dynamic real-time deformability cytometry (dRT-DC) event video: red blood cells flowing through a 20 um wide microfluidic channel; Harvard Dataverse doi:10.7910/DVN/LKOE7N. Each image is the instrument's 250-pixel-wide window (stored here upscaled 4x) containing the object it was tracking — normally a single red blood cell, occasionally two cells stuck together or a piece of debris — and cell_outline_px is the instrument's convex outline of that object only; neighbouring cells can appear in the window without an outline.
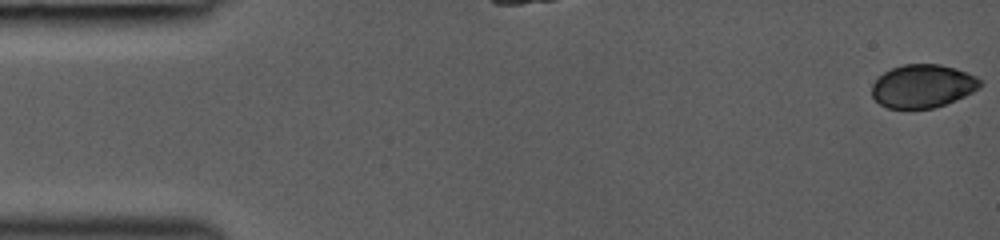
{"species": "common noctule bat (a hibernating species)", "species_latin": "Nyctalus noctula", "temperature_condition": "room temperature", "stored_images_in_passage": 34, "camera_frame_rate_fps": 3000, "um_per_image_px": 0.085, "animal": {"sex": "female", "body_mass_g": 19.0, "forearm_length_mm": 53.3}, "frame": {"image": 1, "passage_image": 1, "time_ms": 0.0, "image_size_px": [1000, 240], "cell_outline_px": [[984, 84], [980, 88], [964, 96], [944, 104], [932, 108], [888, 108], [880, 104], [872, 96], [872, 84], [876, 76], [892, 68], [904, 64], [940, 64], [956, 68], [968, 72], [976, 76]], "centroid_in_image_um": [78.43, 7.3], "position_along_channel_um": 6.6, "area_um2": 27.4}}
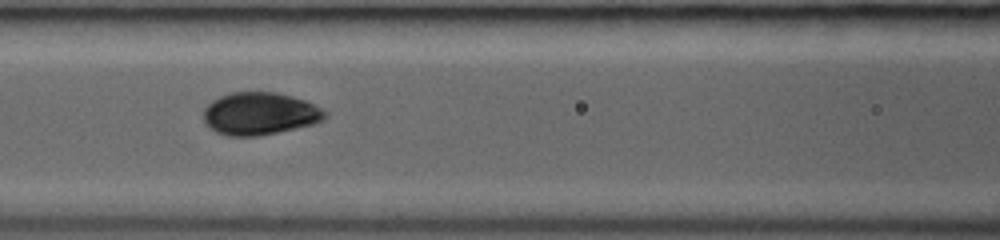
{"frame": {"image": 2, "passage_image": 16, "time_ms": 6.667, "image_size_px": [1000, 240], "cell_outline_px": [[328, 116], [324, 120], [316, 124], [256, 136], [228, 136], [216, 132], [204, 120], [204, 108], [212, 100], [220, 96], [232, 92], [276, 92], [292, 96], [304, 100], [328, 112]], "centroid_in_image_um": [22.11, 9.65], "position_along_channel_um": 144.5, "area_um2": 30.06}}
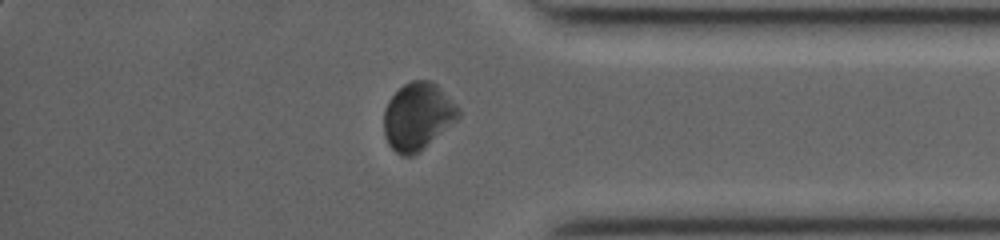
{"frame": {"image": 3, "passage_image": 30, "time_ms": 12.667, "image_size_px": [1000, 240], "cell_outline_px": [[460, 116], [456, 120], [420, 152], [412, 156], [404, 156], [396, 152], [388, 144], [384, 132], [384, 108], [388, 100], [404, 84], [412, 80], [432, 80], [460, 108]], "centroid_in_image_um": [35.5, 9.89], "position_along_channel_um": 399.7, "area_um2": 29.19}}